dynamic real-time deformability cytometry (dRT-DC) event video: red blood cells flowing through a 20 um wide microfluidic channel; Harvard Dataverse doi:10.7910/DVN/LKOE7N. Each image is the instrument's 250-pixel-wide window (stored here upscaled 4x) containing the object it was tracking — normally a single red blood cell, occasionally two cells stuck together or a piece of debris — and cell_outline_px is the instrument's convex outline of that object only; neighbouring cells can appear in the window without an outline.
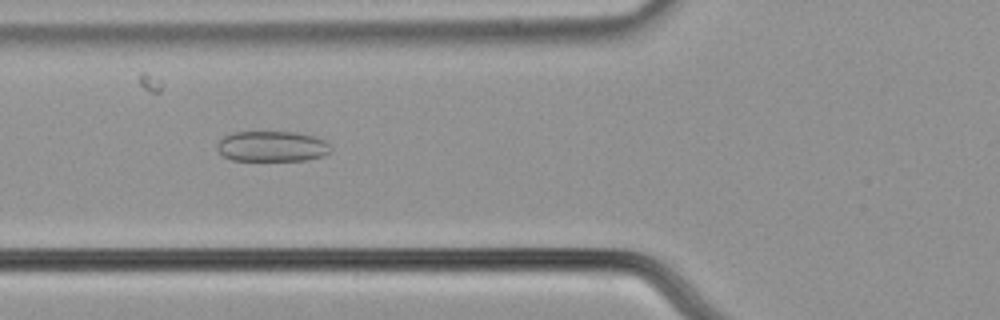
{"species": "common noctule bat (a hibernating species)", "species_latin": "Nyctalus noctula", "temperature_condition": "cold", "stored_images_in_passage": 55, "camera_frame_rate_fps": 3000, "um_per_image_px": 0.085, "animal": {"sex": "male", "body_mass_g": 21.5, "forearm_length_mm": 52.0}, "frame": {"image": 1, "passage_image": 21, "time_ms": 6.667, "image_size_px": [1000, 320], "cell_outline_px": [[332, 148], [324, 156], [308, 160], [232, 160], [224, 156], [216, 148], [216, 144], [224, 136], [232, 132], [296, 132], [312, 136], [324, 140]], "centroid_in_image_um": [23.11, 12.44], "position_along_channel_um": 102.7, "area_um2": 20.17}}
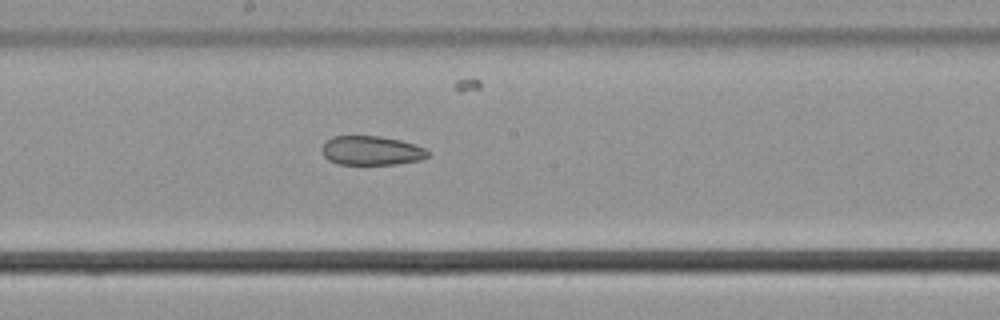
{"frame": {"image": 2, "passage_image": 30, "time_ms": 9.667, "image_size_px": [1000, 320], "cell_outline_px": [[428, 156], [420, 160], [396, 164], [340, 164], [328, 160], [324, 156], [324, 144], [332, 136], [380, 136], [400, 140], [424, 148], [428, 152]], "centroid_in_image_um": [31.58, 12.8], "position_along_channel_um": 216.6, "area_um2": 17.69}}
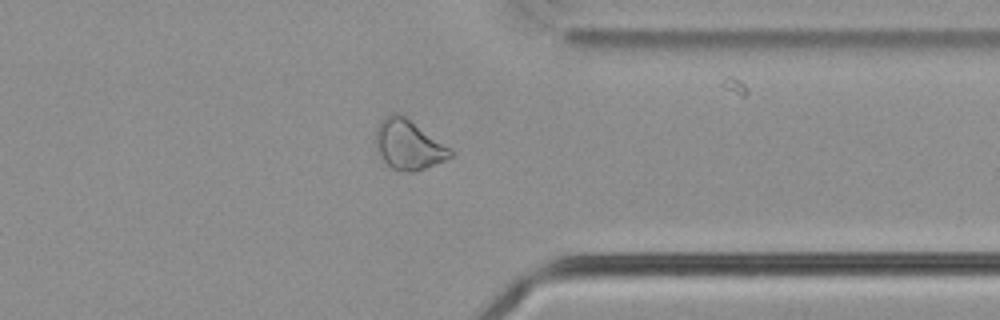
{"frame": {"image": 3, "passage_image": 43, "time_ms": 14.0, "image_size_px": [1000, 320], "cell_outline_px": [[452, 156], [444, 160], [424, 168], [412, 172], [400, 172], [392, 168], [380, 156], [376, 148], [376, 128], [380, 120], [384, 116], [392, 112], [396, 112], [404, 116], [452, 148]], "centroid_in_image_um": [34.7, 12.28], "position_along_channel_um": 376.7, "area_um2": 21.56}}